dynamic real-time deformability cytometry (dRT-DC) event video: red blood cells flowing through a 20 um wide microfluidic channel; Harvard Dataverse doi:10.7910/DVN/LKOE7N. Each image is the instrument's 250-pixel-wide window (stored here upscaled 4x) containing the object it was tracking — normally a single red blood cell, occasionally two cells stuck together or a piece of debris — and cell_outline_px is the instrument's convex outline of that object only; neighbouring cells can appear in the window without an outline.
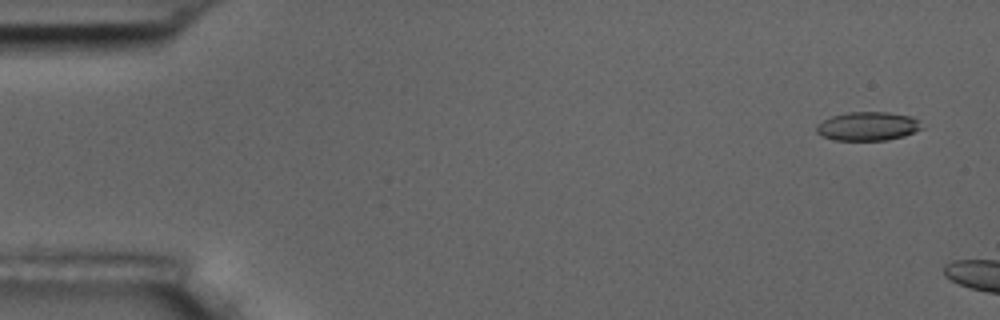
{"species": "common noctule bat (a hibernating species)", "species_latin": "Nyctalus noctula", "temperature_condition": "room temperature", "stored_images_in_passage": 4, "camera_frame_rate_fps": 3000, "um_per_image_px": 0.085, "animal": {"sex": "male", "body_mass_g": 17.5, "forearm_length_mm": 52.3}, "frame": {"image": 1, "passage_image": 1, "time_ms": 0.0, "image_size_px": [1000, 320], "cell_outline_px": [[924, 128], [904, 136], [888, 140], [836, 140], [820, 136], [816, 132], [816, 124], [832, 116], [848, 112], [888, 112], [912, 116]], "centroid_in_image_um": [73.74, 10.73], "position_along_channel_um": 11.3, "area_um2": 17.69}}